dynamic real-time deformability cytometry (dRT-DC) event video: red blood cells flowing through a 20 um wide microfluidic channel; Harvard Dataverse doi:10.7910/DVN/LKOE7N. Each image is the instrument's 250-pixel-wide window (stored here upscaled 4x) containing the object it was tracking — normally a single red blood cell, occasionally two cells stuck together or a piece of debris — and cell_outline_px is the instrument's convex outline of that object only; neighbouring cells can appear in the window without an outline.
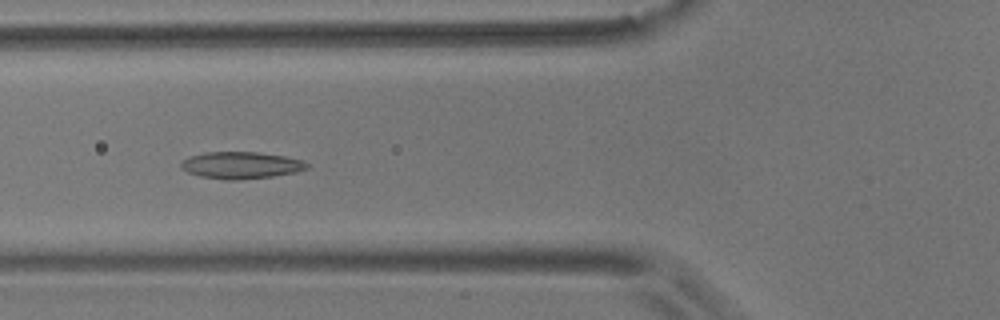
{"species": "common noctule bat (a hibernating species)", "species_latin": "Nyctalus noctula", "temperature_condition": "room temperature", "stored_images_in_passage": 47, "camera_frame_rate_fps": 3000, "um_per_image_px": 0.085, "animal": {"sex": "male", "body_mass_g": 17.9}, "frame": {"image": 1, "passage_image": 19, "time_ms": 6.0, "image_size_px": [1000, 320], "cell_outline_px": [[308, 168], [296, 172], [272, 176], [236, 180], [228, 180], [200, 176], [188, 172], [180, 168], [180, 160], [188, 156], [204, 152], [256, 152], [284, 156], [304, 160], [308, 164]], "centroid_in_image_um": [20.45, 14.03], "position_along_channel_um": 105.4, "area_um2": 19.83}}
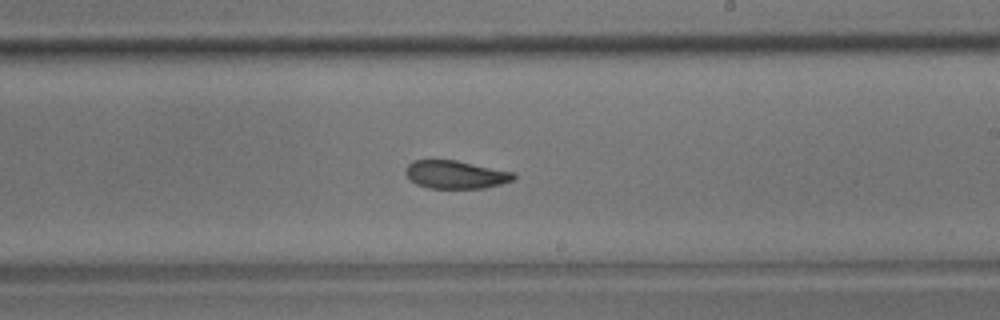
{"frame": {"image": 2, "passage_image": 31, "time_ms": 10.0, "image_size_px": [1000, 320], "cell_outline_px": [[516, 180], [484, 188], [428, 188], [416, 184], [404, 172], [404, 168], [412, 160], [456, 160], [516, 172]], "centroid_in_image_um": [38.76, 14.83], "position_along_channel_um": 250.2, "area_um2": 17.86}}
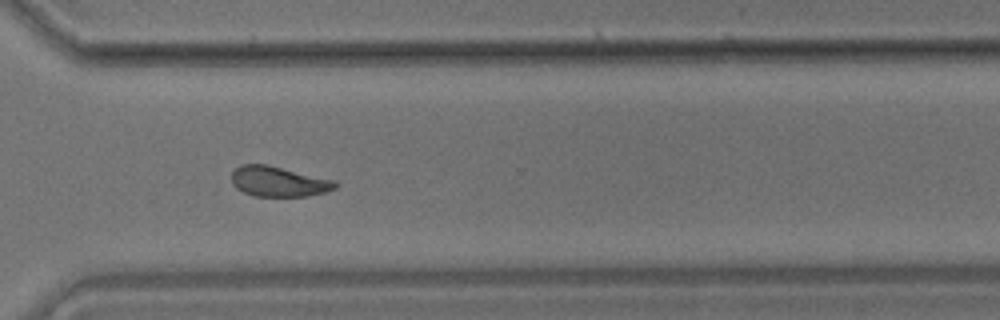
{"frame": {"image": 3, "passage_image": 39, "time_ms": 12.667, "image_size_px": [1000, 320], "cell_outline_px": [[340, 184], [336, 188], [324, 192], [304, 196], [256, 196], [244, 192], [236, 188], [232, 184], [232, 172], [240, 164], [268, 164], [336, 180]], "centroid_in_image_um": [23.7, 15.41], "position_along_channel_um": 346.9, "area_um2": 18.38}, "authors_computed_cell_mechanics": {"area_um2": 19.8254, "velocity_mm_per_s": 3.6216, "shape_relaxation_time_tau1_ms": 4.3132, "shape_relaxation_time_tau2_ms": 2.2869, "deformation_change_tau1": 0.1295, "deformation_change_tau2": 0.0856}}